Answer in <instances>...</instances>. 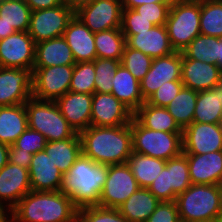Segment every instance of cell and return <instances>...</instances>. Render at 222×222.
Segmentation results:
<instances>
[{
  "mask_svg": "<svg viewBox=\"0 0 222 222\" xmlns=\"http://www.w3.org/2000/svg\"><path fill=\"white\" fill-rule=\"evenodd\" d=\"M15 32L16 30L12 26L0 23V40L8 37L11 34H14Z\"/></svg>",
  "mask_w": 222,
  "mask_h": 222,
  "instance_id": "cell-52",
  "label": "cell"
},
{
  "mask_svg": "<svg viewBox=\"0 0 222 222\" xmlns=\"http://www.w3.org/2000/svg\"><path fill=\"white\" fill-rule=\"evenodd\" d=\"M138 189L137 180L127 163L108 165V173L98 206L118 208Z\"/></svg>",
  "mask_w": 222,
  "mask_h": 222,
  "instance_id": "cell-11",
  "label": "cell"
},
{
  "mask_svg": "<svg viewBox=\"0 0 222 222\" xmlns=\"http://www.w3.org/2000/svg\"><path fill=\"white\" fill-rule=\"evenodd\" d=\"M219 37L199 34L182 51L187 59L204 61L218 66Z\"/></svg>",
  "mask_w": 222,
  "mask_h": 222,
  "instance_id": "cell-36",
  "label": "cell"
},
{
  "mask_svg": "<svg viewBox=\"0 0 222 222\" xmlns=\"http://www.w3.org/2000/svg\"><path fill=\"white\" fill-rule=\"evenodd\" d=\"M55 103L76 133L91 126L92 94L68 91Z\"/></svg>",
  "mask_w": 222,
  "mask_h": 222,
  "instance_id": "cell-20",
  "label": "cell"
},
{
  "mask_svg": "<svg viewBox=\"0 0 222 222\" xmlns=\"http://www.w3.org/2000/svg\"><path fill=\"white\" fill-rule=\"evenodd\" d=\"M32 97V70L0 67V107L24 104Z\"/></svg>",
  "mask_w": 222,
  "mask_h": 222,
  "instance_id": "cell-17",
  "label": "cell"
},
{
  "mask_svg": "<svg viewBox=\"0 0 222 222\" xmlns=\"http://www.w3.org/2000/svg\"><path fill=\"white\" fill-rule=\"evenodd\" d=\"M222 79V70L215 64H208L182 55L181 81L186 88L205 91L218 86Z\"/></svg>",
  "mask_w": 222,
  "mask_h": 222,
  "instance_id": "cell-19",
  "label": "cell"
},
{
  "mask_svg": "<svg viewBox=\"0 0 222 222\" xmlns=\"http://www.w3.org/2000/svg\"><path fill=\"white\" fill-rule=\"evenodd\" d=\"M74 15L64 3L53 8L32 11L27 32L35 44L61 37Z\"/></svg>",
  "mask_w": 222,
  "mask_h": 222,
  "instance_id": "cell-10",
  "label": "cell"
},
{
  "mask_svg": "<svg viewBox=\"0 0 222 222\" xmlns=\"http://www.w3.org/2000/svg\"><path fill=\"white\" fill-rule=\"evenodd\" d=\"M78 209L61 191H30L10 211L9 222H78Z\"/></svg>",
  "mask_w": 222,
  "mask_h": 222,
  "instance_id": "cell-2",
  "label": "cell"
},
{
  "mask_svg": "<svg viewBox=\"0 0 222 222\" xmlns=\"http://www.w3.org/2000/svg\"><path fill=\"white\" fill-rule=\"evenodd\" d=\"M152 58L125 45L121 64L140 82L151 67Z\"/></svg>",
  "mask_w": 222,
  "mask_h": 222,
  "instance_id": "cell-40",
  "label": "cell"
},
{
  "mask_svg": "<svg viewBox=\"0 0 222 222\" xmlns=\"http://www.w3.org/2000/svg\"><path fill=\"white\" fill-rule=\"evenodd\" d=\"M78 222H128V220L117 208L92 205L78 209Z\"/></svg>",
  "mask_w": 222,
  "mask_h": 222,
  "instance_id": "cell-41",
  "label": "cell"
},
{
  "mask_svg": "<svg viewBox=\"0 0 222 222\" xmlns=\"http://www.w3.org/2000/svg\"><path fill=\"white\" fill-rule=\"evenodd\" d=\"M46 138L40 132L27 127V129L17 138L13 144L16 148H20L24 152L28 151L35 154L44 151L46 146Z\"/></svg>",
  "mask_w": 222,
  "mask_h": 222,
  "instance_id": "cell-44",
  "label": "cell"
},
{
  "mask_svg": "<svg viewBox=\"0 0 222 222\" xmlns=\"http://www.w3.org/2000/svg\"><path fill=\"white\" fill-rule=\"evenodd\" d=\"M95 66V89L96 93H111L112 80L121 60L96 58L94 61Z\"/></svg>",
  "mask_w": 222,
  "mask_h": 222,
  "instance_id": "cell-39",
  "label": "cell"
},
{
  "mask_svg": "<svg viewBox=\"0 0 222 222\" xmlns=\"http://www.w3.org/2000/svg\"><path fill=\"white\" fill-rule=\"evenodd\" d=\"M198 91L183 87L166 109L183 130L193 122Z\"/></svg>",
  "mask_w": 222,
  "mask_h": 222,
  "instance_id": "cell-34",
  "label": "cell"
},
{
  "mask_svg": "<svg viewBox=\"0 0 222 222\" xmlns=\"http://www.w3.org/2000/svg\"><path fill=\"white\" fill-rule=\"evenodd\" d=\"M146 222H181L176 201L160 202Z\"/></svg>",
  "mask_w": 222,
  "mask_h": 222,
  "instance_id": "cell-46",
  "label": "cell"
},
{
  "mask_svg": "<svg viewBox=\"0 0 222 222\" xmlns=\"http://www.w3.org/2000/svg\"><path fill=\"white\" fill-rule=\"evenodd\" d=\"M112 94L133 113L145 102L140 82L120 64L112 80Z\"/></svg>",
  "mask_w": 222,
  "mask_h": 222,
  "instance_id": "cell-26",
  "label": "cell"
},
{
  "mask_svg": "<svg viewBox=\"0 0 222 222\" xmlns=\"http://www.w3.org/2000/svg\"><path fill=\"white\" fill-rule=\"evenodd\" d=\"M183 87L181 80L169 81V84L160 86L145 102L158 107H167Z\"/></svg>",
  "mask_w": 222,
  "mask_h": 222,
  "instance_id": "cell-43",
  "label": "cell"
},
{
  "mask_svg": "<svg viewBox=\"0 0 222 222\" xmlns=\"http://www.w3.org/2000/svg\"><path fill=\"white\" fill-rule=\"evenodd\" d=\"M182 142L185 154L222 151L221 124L192 122L182 130Z\"/></svg>",
  "mask_w": 222,
  "mask_h": 222,
  "instance_id": "cell-16",
  "label": "cell"
},
{
  "mask_svg": "<svg viewBox=\"0 0 222 222\" xmlns=\"http://www.w3.org/2000/svg\"><path fill=\"white\" fill-rule=\"evenodd\" d=\"M126 45L139 50L152 59L172 54V48L165 25L154 26L152 29L131 35L126 39Z\"/></svg>",
  "mask_w": 222,
  "mask_h": 222,
  "instance_id": "cell-24",
  "label": "cell"
},
{
  "mask_svg": "<svg viewBox=\"0 0 222 222\" xmlns=\"http://www.w3.org/2000/svg\"><path fill=\"white\" fill-rule=\"evenodd\" d=\"M94 40L98 58L122 59L126 38L120 28L95 32Z\"/></svg>",
  "mask_w": 222,
  "mask_h": 222,
  "instance_id": "cell-33",
  "label": "cell"
},
{
  "mask_svg": "<svg viewBox=\"0 0 222 222\" xmlns=\"http://www.w3.org/2000/svg\"><path fill=\"white\" fill-rule=\"evenodd\" d=\"M9 145L0 143V169L9 162Z\"/></svg>",
  "mask_w": 222,
  "mask_h": 222,
  "instance_id": "cell-51",
  "label": "cell"
},
{
  "mask_svg": "<svg viewBox=\"0 0 222 222\" xmlns=\"http://www.w3.org/2000/svg\"><path fill=\"white\" fill-rule=\"evenodd\" d=\"M32 10L25 0H0V23L28 31Z\"/></svg>",
  "mask_w": 222,
  "mask_h": 222,
  "instance_id": "cell-35",
  "label": "cell"
},
{
  "mask_svg": "<svg viewBox=\"0 0 222 222\" xmlns=\"http://www.w3.org/2000/svg\"><path fill=\"white\" fill-rule=\"evenodd\" d=\"M63 37L76 63L93 62L97 58L94 33L76 15L69 21Z\"/></svg>",
  "mask_w": 222,
  "mask_h": 222,
  "instance_id": "cell-23",
  "label": "cell"
},
{
  "mask_svg": "<svg viewBox=\"0 0 222 222\" xmlns=\"http://www.w3.org/2000/svg\"><path fill=\"white\" fill-rule=\"evenodd\" d=\"M154 26L152 22L141 16L136 10L123 8L120 29L126 39L131 35L138 34V32L148 31Z\"/></svg>",
  "mask_w": 222,
  "mask_h": 222,
  "instance_id": "cell-42",
  "label": "cell"
},
{
  "mask_svg": "<svg viewBox=\"0 0 222 222\" xmlns=\"http://www.w3.org/2000/svg\"><path fill=\"white\" fill-rule=\"evenodd\" d=\"M127 164L137 180L138 186L148 189L166 166V161L132 152Z\"/></svg>",
  "mask_w": 222,
  "mask_h": 222,
  "instance_id": "cell-32",
  "label": "cell"
},
{
  "mask_svg": "<svg viewBox=\"0 0 222 222\" xmlns=\"http://www.w3.org/2000/svg\"><path fill=\"white\" fill-rule=\"evenodd\" d=\"M201 1L172 0L165 27L175 51L182 52L200 34Z\"/></svg>",
  "mask_w": 222,
  "mask_h": 222,
  "instance_id": "cell-5",
  "label": "cell"
},
{
  "mask_svg": "<svg viewBox=\"0 0 222 222\" xmlns=\"http://www.w3.org/2000/svg\"><path fill=\"white\" fill-rule=\"evenodd\" d=\"M94 0H63V3L76 13L80 8L89 5Z\"/></svg>",
  "mask_w": 222,
  "mask_h": 222,
  "instance_id": "cell-50",
  "label": "cell"
},
{
  "mask_svg": "<svg viewBox=\"0 0 222 222\" xmlns=\"http://www.w3.org/2000/svg\"><path fill=\"white\" fill-rule=\"evenodd\" d=\"M171 2H172V0H122V7L134 9L137 6L142 5V4L171 3Z\"/></svg>",
  "mask_w": 222,
  "mask_h": 222,
  "instance_id": "cell-49",
  "label": "cell"
},
{
  "mask_svg": "<svg viewBox=\"0 0 222 222\" xmlns=\"http://www.w3.org/2000/svg\"><path fill=\"white\" fill-rule=\"evenodd\" d=\"M222 121V95L221 87L199 91L193 122L221 124Z\"/></svg>",
  "mask_w": 222,
  "mask_h": 222,
  "instance_id": "cell-30",
  "label": "cell"
},
{
  "mask_svg": "<svg viewBox=\"0 0 222 222\" xmlns=\"http://www.w3.org/2000/svg\"><path fill=\"white\" fill-rule=\"evenodd\" d=\"M182 52L175 51L170 55L152 60L150 70L140 81V92L146 101L160 86L169 81L181 80Z\"/></svg>",
  "mask_w": 222,
  "mask_h": 222,
  "instance_id": "cell-14",
  "label": "cell"
},
{
  "mask_svg": "<svg viewBox=\"0 0 222 222\" xmlns=\"http://www.w3.org/2000/svg\"><path fill=\"white\" fill-rule=\"evenodd\" d=\"M74 65L33 67L32 97L56 101L69 91Z\"/></svg>",
  "mask_w": 222,
  "mask_h": 222,
  "instance_id": "cell-9",
  "label": "cell"
},
{
  "mask_svg": "<svg viewBox=\"0 0 222 222\" xmlns=\"http://www.w3.org/2000/svg\"><path fill=\"white\" fill-rule=\"evenodd\" d=\"M5 207L0 205V222H9L7 214H5Z\"/></svg>",
  "mask_w": 222,
  "mask_h": 222,
  "instance_id": "cell-54",
  "label": "cell"
},
{
  "mask_svg": "<svg viewBox=\"0 0 222 222\" xmlns=\"http://www.w3.org/2000/svg\"><path fill=\"white\" fill-rule=\"evenodd\" d=\"M79 136L82 154L97 164H125L133 152L131 123L117 127L89 126Z\"/></svg>",
  "mask_w": 222,
  "mask_h": 222,
  "instance_id": "cell-1",
  "label": "cell"
},
{
  "mask_svg": "<svg viewBox=\"0 0 222 222\" xmlns=\"http://www.w3.org/2000/svg\"><path fill=\"white\" fill-rule=\"evenodd\" d=\"M122 0H94L75 15L93 32L120 28Z\"/></svg>",
  "mask_w": 222,
  "mask_h": 222,
  "instance_id": "cell-13",
  "label": "cell"
},
{
  "mask_svg": "<svg viewBox=\"0 0 222 222\" xmlns=\"http://www.w3.org/2000/svg\"><path fill=\"white\" fill-rule=\"evenodd\" d=\"M32 11L53 8L63 3V0H25Z\"/></svg>",
  "mask_w": 222,
  "mask_h": 222,
  "instance_id": "cell-48",
  "label": "cell"
},
{
  "mask_svg": "<svg viewBox=\"0 0 222 222\" xmlns=\"http://www.w3.org/2000/svg\"><path fill=\"white\" fill-rule=\"evenodd\" d=\"M219 86L221 87V95H222V79H221V81L219 83Z\"/></svg>",
  "mask_w": 222,
  "mask_h": 222,
  "instance_id": "cell-56",
  "label": "cell"
},
{
  "mask_svg": "<svg viewBox=\"0 0 222 222\" xmlns=\"http://www.w3.org/2000/svg\"><path fill=\"white\" fill-rule=\"evenodd\" d=\"M27 127L25 104L0 107V143L13 145Z\"/></svg>",
  "mask_w": 222,
  "mask_h": 222,
  "instance_id": "cell-27",
  "label": "cell"
},
{
  "mask_svg": "<svg viewBox=\"0 0 222 222\" xmlns=\"http://www.w3.org/2000/svg\"><path fill=\"white\" fill-rule=\"evenodd\" d=\"M133 115L112 93L92 94L91 126L117 127L130 124Z\"/></svg>",
  "mask_w": 222,
  "mask_h": 222,
  "instance_id": "cell-15",
  "label": "cell"
},
{
  "mask_svg": "<svg viewBox=\"0 0 222 222\" xmlns=\"http://www.w3.org/2000/svg\"><path fill=\"white\" fill-rule=\"evenodd\" d=\"M176 204L181 222H222V185L191 184Z\"/></svg>",
  "mask_w": 222,
  "mask_h": 222,
  "instance_id": "cell-4",
  "label": "cell"
},
{
  "mask_svg": "<svg viewBox=\"0 0 222 222\" xmlns=\"http://www.w3.org/2000/svg\"><path fill=\"white\" fill-rule=\"evenodd\" d=\"M35 42L27 31H16L0 40V67L33 71Z\"/></svg>",
  "mask_w": 222,
  "mask_h": 222,
  "instance_id": "cell-12",
  "label": "cell"
},
{
  "mask_svg": "<svg viewBox=\"0 0 222 222\" xmlns=\"http://www.w3.org/2000/svg\"><path fill=\"white\" fill-rule=\"evenodd\" d=\"M218 67L222 70V38H219Z\"/></svg>",
  "mask_w": 222,
  "mask_h": 222,
  "instance_id": "cell-53",
  "label": "cell"
},
{
  "mask_svg": "<svg viewBox=\"0 0 222 222\" xmlns=\"http://www.w3.org/2000/svg\"><path fill=\"white\" fill-rule=\"evenodd\" d=\"M94 62H78L74 65L69 91L93 94L95 89Z\"/></svg>",
  "mask_w": 222,
  "mask_h": 222,
  "instance_id": "cell-38",
  "label": "cell"
},
{
  "mask_svg": "<svg viewBox=\"0 0 222 222\" xmlns=\"http://www.w3.org/2000/svg\"><path fill=\"white\" fill-rule=\"evenodd\" d=\"M108 165L97 164L81 154L63 177L61 192L78 207L98 205Z\"/></svg>",
  "mask_w": 222,
  "mask_h": 222,
  "instance_id": "cell-3",
  "label": "cell"
},
{
  "mask_svg": "<svg viewBox=\"0 0 222 222\" xmlns=\"http://www.w3.org/2000/svg\"><path fill=\"white\" fill-rule=\"evenodd\" d=\"M24 104L28 127L40 132L47 141L65 140L76 134L55 101H42L31 97Z\"/></svg>",
  "mask_w": 222,
  "mask_h": 222,
  "instance_id": "cell-6",
  "label": "cell"
},
{
  "mask_svg": "<svg viewBox=\"0 0 222 222\" xmlns=\"http://www.w3.org/2000/svg\"><path fill=\"white\" fill-rule=\"evenodd\" d=\"M33 154L26 151L24 152L20 148H16L14 145L9 147V163L18 165L23 168H30Z\"/></svg>",
  "mask_w": 222,
  "mask_h": 222,
  "instance_id": "cell-47",
  "label": "cell"
},
{
  "mask_svg": "<svg viewBox=\"0 0 222 222\" xmlns=\"http://www.w3.org/2000/svg\"><path fill=\"white\" fill-rule=\"evenodd\" d=\"M200 34L222 38V0L201 1Z\"/></svg>",
  "mask_w": 222,
  "mask_h": 222,
  "instance_id": "cell-37",
  "label": "cell"
},
{
  "mask_svg": "<svg viewBox=\"0 0 222 222\" xmlns=\"http://www.w3.org/2000/svg\"><path fill=\"white\" fill-rule=\"evenodd\" d=\"M47 155L63 175L67 174L75 161L82 154L81 138L76 133L72 138L57 141H47L45 146Z\"/></svg>",
  "mask_w": 222,
  "mask_h": 222,
  "instance_id": "cell-29",
  "label": "cell"
},
{
  "mask_svg": "<svg viewBox=\"0 0 222 222\" xmlns=\"http://www.w3.org/2000/svg\"><path fill=\"white\" fill-rule=\"evenodd\" d=\"M179 1H204V0H179Z\"/></svg>",
  "mask_w": 222,
  "mask_h": 222,
  "instance_id": "cell-55",
  "label": "cell"
},
{
  "mask_svg": "<svg viewBox=\"0 0 222 222\" xmlns=\"http://www.w3.org/2000/svg\"><path fill=\"white\" fill-rule=\"evenodd\" d=\"M171 3H149L134 8L141 16L148 19L155 26L165 25Z\"/></svg>",
  "mask_w": 222,
  "mask_h": 222,
  "instance_id": "cell-45",
  "label": "cell"
},
{
  "mask_svg": "<svg viewBox=\"0 0 222 222\" xmlns=\"http://www.w3.org/2000/svg\"><path fill=\"white\" fill-rule=\"evenodd\" d=\"M31 191L30 175L27 168L7 163L0 169V205L4 207L2 201L11 211L18 202Z\"/></svg>",
  "mask_w": 222,
  "mask_h": 222,
  "instance_id": "cell-18",
  "label": "cell"
},
{
  "mask_svg": "<svg viewBox=\"0 0 222 222\" xmlns=\"http://www.w3.org/2000/svg\"><path fill=\"white\" fill-rule=\"evenodd\" d=\"M160 201L147 188L139 187L117 209L128 222H146Z\"/></svg>",
  "mask_w": 222,
  "mask_h": 222,
  "instance_id": "cell-28",
  "label": "cell"
},
{
  "mask_svg": "<svg viewBox=\"0 0 222 222\" xmlns=\"http://www.w3.org/2000/svg\"><path fill=\"white\" fill-rule=\"evenodd\" d=\"M133 152L169 160L183 152L182 132H164L142 126L131 120Z\"/></svg>",
  "mask_w": 222,
  "mask_h": 222,
  "instance_id": "cell-7",
  "label": "cell"
},
{
  "mask_svg": "<svg viewBox=\"0 0 222 222\" xmlns=\"http://www.w3.org/2000/svg\"><path fill=\"white\" fill-rule=\"evenodd\" d=\"M186 156L191 184L222 185V151Z\"/></svg>",
  "mask_w": 222,
  "mask_h": 222,
  "instance_id": "cell-22",
  "label": "cell"
},
{
  "mask_svg": "<svg viewBox=\"0 0 222 222\" xmlns=\"http://www.w3.org/2000/svg\"><path fill=\"white\" fill-rule=\"evenodd\" d=\"M133 117L144 127L164 132H182L166 107H158L144 102Z\"/></svg>",
  "mask_w": 222,
  "mask_h": 222,
  "instance_id": "cell-31",
  "label": "cell"
},
{
  "mask_svg": "<svg viewBox=\"0 0 222 222\" xmlns=\"http://www.w3.org/2000/svg\"><path fill=\"white\" fill-rule=\"evenodd\" d=\"M72 51L63 36L36 43L34 67L75 65Z\"/></svg>",
  "mask_w": 222,
  "mask_h": 222,
  "instance_id": "cell-25",
  "label": "cell"
},
{
  "mask_svg": "<svg viewBox=\"0 0 222 222\" xmlns=\"http://www.w3.org/2000/svg\"><path fill=\"white\" fill-rule=\"evenodd\" d=\"M191 185L189 165L185 153L166 161L162 172L149 186L148 190L160 202L176 201L179 194Z\"/></svg>",
  "mask_w": 222,
  "mask_h": 222,
  "instance_id": "cell-8",
  "label": "cell"
},
{
  "mask_svg": "<svg viewBox=\"0 0 222 222\" xmlns=\"http://www.w3.org/2000/svg\"><path fill=\"white\" fill-rule=\"evenodd\" d=\"M28 170L31 191H61L64 175L45 150L33 154Z\"/></svg>",
  "mask_w": 222,
  "mask_h": 222,
  "instance_id": "cell-21",
  "label": "cell"
}]
</instances>
